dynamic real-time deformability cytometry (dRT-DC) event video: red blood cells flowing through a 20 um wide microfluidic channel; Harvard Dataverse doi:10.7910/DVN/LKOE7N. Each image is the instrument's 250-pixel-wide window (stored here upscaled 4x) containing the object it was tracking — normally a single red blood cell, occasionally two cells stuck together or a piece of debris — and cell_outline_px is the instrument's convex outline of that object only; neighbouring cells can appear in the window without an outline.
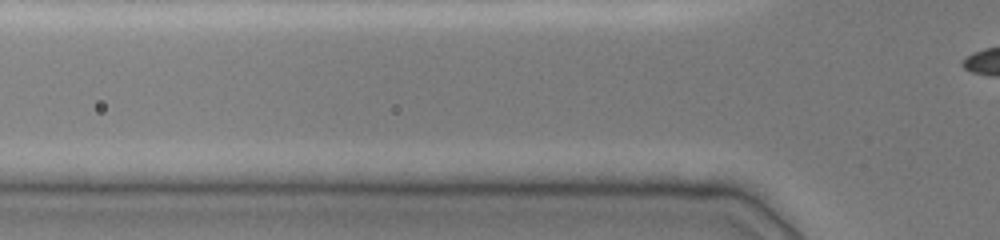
{"species": "common noctule bat (a hibernating species)", "species_latin": "Nyctalus noctula", "temperature_condition": "cold", "stored_images_in_passage": 5, "camera_frame_rate_fps": 3000, "um_per_image_px": 0.085, "animal": {"sex": "female", "body_mass_g": 19.0, "forearm_length_mm": 51.5}, "frame": {"image": 1, "passage_image": 3, "time_ms": 1.667, "image_size_px": [1000, 240], "cell_outline_px": [[704, 192], [692, 196], [552, 192], [548, 188], [556, 184], [600, 180], [660, 180]], "centroid_in_image_um": [53.18, 15.97], "position_along_channel_um": 72.6, "area_um2": 12.77}}